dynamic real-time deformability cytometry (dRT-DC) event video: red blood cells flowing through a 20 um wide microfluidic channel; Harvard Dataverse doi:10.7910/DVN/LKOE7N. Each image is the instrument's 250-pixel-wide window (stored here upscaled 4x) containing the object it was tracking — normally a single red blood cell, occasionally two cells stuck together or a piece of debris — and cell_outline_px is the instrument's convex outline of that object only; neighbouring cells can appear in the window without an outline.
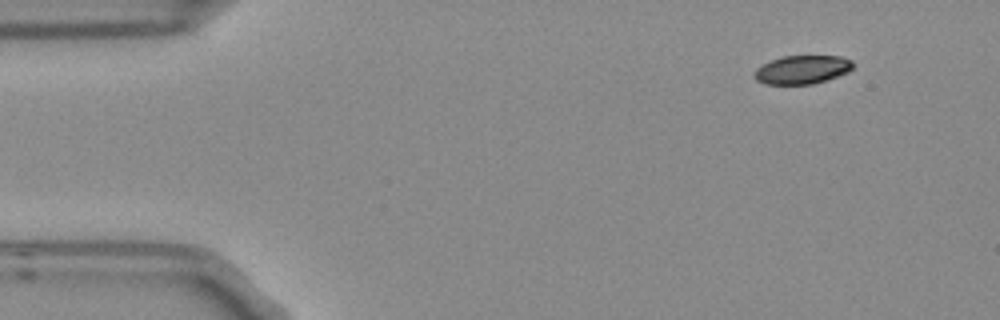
{"species": "Egyptian fruit bat (a non-hibernating species)", "species_latin": "Rousettus aegyptiacus", "temperature_condition": "room temperature", "stored_images_in_passage": 6, "segment_of_instrument_passage": [2, 2], "camera_frame_rate_fps": 3000, "um_per_image_px": 0.085, "frame": {"image": 1, "passage_image": 6, "time_ms": 1.667, "image_size_px": [1000, 320], "cell_outline_px": [[852, 68], [848, 72], [812, 84], [764, 84], [756, 80], [752, 76], [756, 68], [772, 60], [784, 56], [840, 56], [852, 60]], "centroid_in_image_um": [68.15, 5.92], "position_along_channel_um": 16.9, "area_um2": 16.24}}